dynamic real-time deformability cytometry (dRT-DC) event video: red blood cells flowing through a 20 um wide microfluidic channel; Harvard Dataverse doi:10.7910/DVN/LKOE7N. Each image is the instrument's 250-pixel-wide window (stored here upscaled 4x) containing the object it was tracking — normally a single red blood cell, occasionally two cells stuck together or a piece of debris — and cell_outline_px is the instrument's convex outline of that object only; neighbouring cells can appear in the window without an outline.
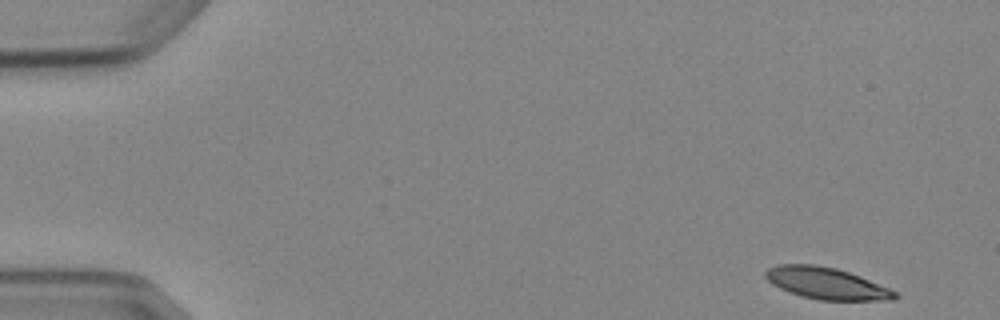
{"species": "Egyptian fruit bat (a non-hibernating species)", "species_latin": "Rousettus aegyptiacus", "temperature_condition": "cold", "stored_images_in_passage": 4, "camera_frame_rate_fps": 3000, "um_per_image_px": 0.085, "animal": {"sex": "female"}, "frame": {"image": 1, "passage_image": 1, "time_ms": 0.0, "image_size_px": [1000, 320], "cell_outline_px": [[900, 296], [892, 300], [820, 300], [788, 292], [772, 284], [764, 276], [764, 272], [768, 268], [780, 264], [812, 264], [836, 268], [860, 276], [888, 288], [896, 292]], "centroid_in_image_um": [70.23, 24.08], "position_along_channel_um": 14.8, "area_um2": 23.7}}
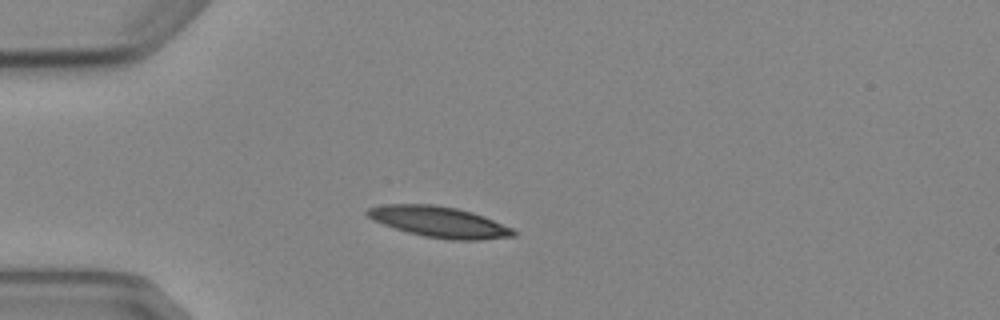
{"frame": {"image": 2, "passage_image": 4, "time_ms": 3.667, "image_size_px": [1000, 320], "cell_outline_px": [[516, 236], [480, 240], [452, 240], [424, 236], [408, 232], [372, 220], [364, 212], [368, 208], [384, 204], [432, 204], [456, 208], [472, 212], [484, 216], [512, 228], [516, 232]], "centroid_in_image_um": [37.34, 18.86], "position_along_channel_um": 47.7, "area_um2": 26.18}}